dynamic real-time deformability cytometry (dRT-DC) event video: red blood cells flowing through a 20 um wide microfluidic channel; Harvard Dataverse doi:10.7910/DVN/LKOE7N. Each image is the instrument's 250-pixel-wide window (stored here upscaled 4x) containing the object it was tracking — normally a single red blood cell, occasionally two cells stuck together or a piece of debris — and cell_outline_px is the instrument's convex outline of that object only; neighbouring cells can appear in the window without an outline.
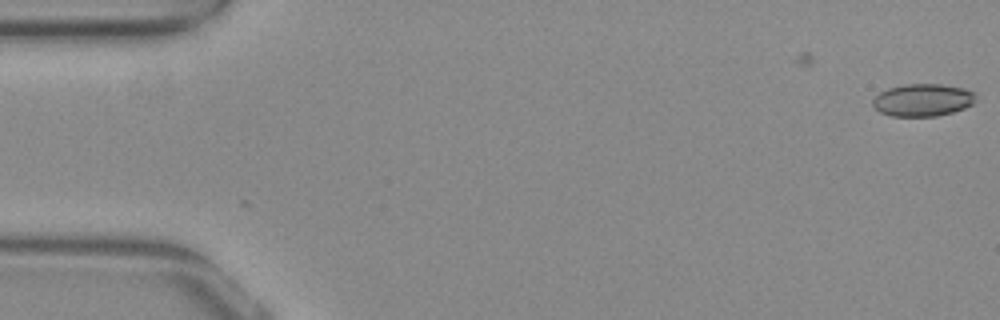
{"species": "common noctule bat (a hibernating species)", "species_latin": "Nyctalus noctula", "temperature_condition": "warm", "stored_images_in_passage": 5, "camera_frame_rate_fps": 3000, "um_per_image_px": 0.085, "animal": {"sex": "female", "body_mass_g": 29.2, "forearm_length_mm": 56.3}, "frame": {"image": 1, "passage_image": 5, "time_ms": 1.333, "image_size_px": [1000, 320], "cell_outline_px": [[976, 92], [972, 104], [964, 108], [952, 112], [936, 116], [892, 116], [880, 112], [872, 104], [872, 100], [880, 92], [888, 88], [904, 84], [940, 84], [964, 88]], "centroid_in_image_um": [78.43, 8.49], "position_along_channel_um": 6.6, "area_um2": 19.42}}